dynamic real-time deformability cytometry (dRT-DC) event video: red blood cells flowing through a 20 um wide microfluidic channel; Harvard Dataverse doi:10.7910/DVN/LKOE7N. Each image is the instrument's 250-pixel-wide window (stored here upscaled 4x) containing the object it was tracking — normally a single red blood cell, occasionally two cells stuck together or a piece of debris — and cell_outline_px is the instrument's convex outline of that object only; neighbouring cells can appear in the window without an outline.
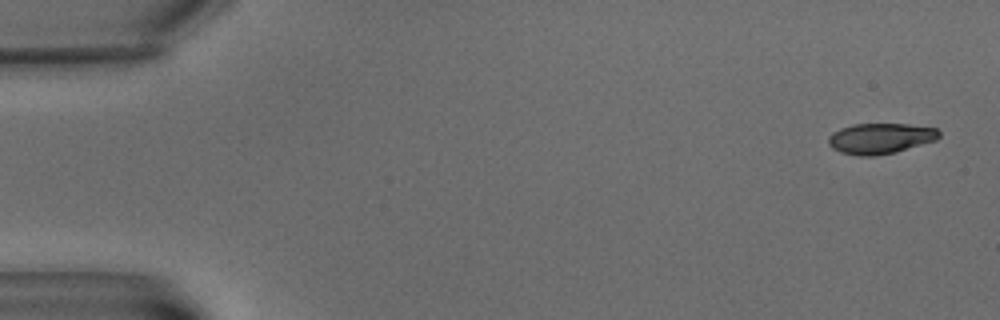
{"species": "common noctule bat (a hibernating species)", "species_latin": "Nyctalus noctula", "temperature_condition": "warm", "stored_images_in_passage": 5, "camera_frame_rate_fps": 3000, "um_per_image_px": 0.085, "animal": {"sex": "male", "body_mass_g": 15.6}, "frame": {"image": 1, "passage_image": 1, "time_ms": 0.0, "image_size_px": [1000, 320], "cell_outline_px": [[940, 136], [936, 140], [896, 152], [876, 156], [860, 156], [840, 152], [832, 148], [828, 144], [828, 136], [832, 132], [840, 128], [852, 124], [908, 124], [936, 128], [940, 132]], "centroid_in_image_um": [74.81, 11.77], "position_along_channel_um": 10.2, "area_um2": 19.88}}
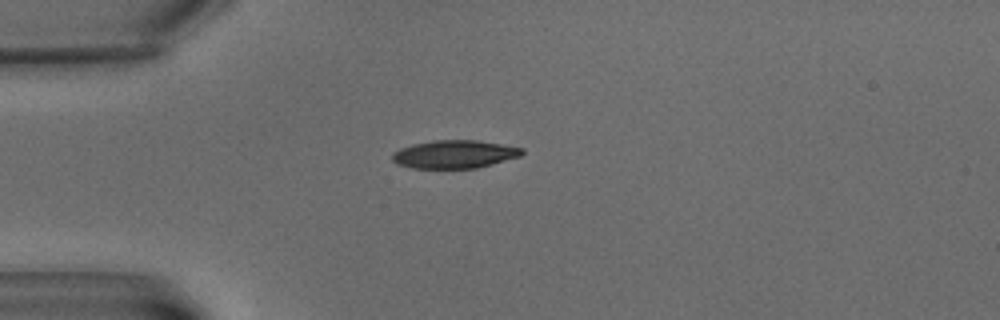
{"frame": {"image": 2, "passage_image": 5, "time_ms": 5.333, "image_size_px": [1000, 320], "cell_outline_px": [[524, 152], [520, 156], [476, 168], [412, 168], [396, 164], [392, 160], [392, 152], [400, 148], [412, 144], [432, 140], [476, 140], [524, 148]], "centroid_in_image_um": [38.58, 13.1], "position_along_channel_um": 46.4, "area_um2": 21.21}}